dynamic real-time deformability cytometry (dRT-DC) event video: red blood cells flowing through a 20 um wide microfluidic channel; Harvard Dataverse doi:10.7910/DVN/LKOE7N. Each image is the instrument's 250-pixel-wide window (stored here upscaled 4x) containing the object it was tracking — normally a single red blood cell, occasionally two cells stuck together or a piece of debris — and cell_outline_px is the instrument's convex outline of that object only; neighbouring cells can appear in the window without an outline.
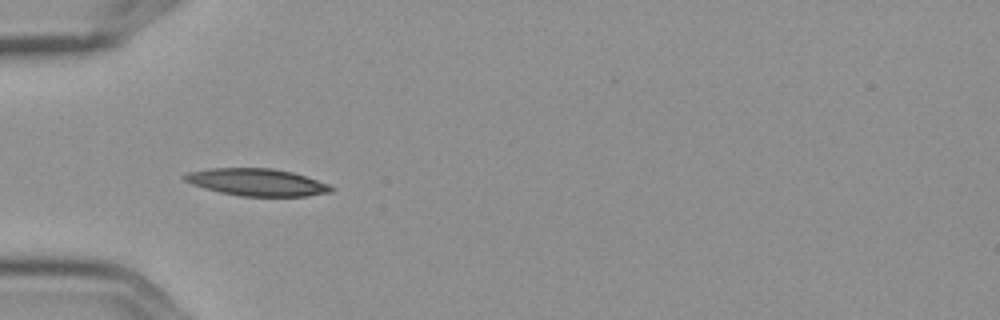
{"species": "Egyptian fruit bat (a non-hibernating species)", "species_latin": "Rousettus aegyptiacus", "temperature_condition": "cold", "stored_images_in_passage": 5, "camera_frame_rate_fps": 3000, "um_per_image_px": 0.085, "frame": {"image": 1, "passage_image": 4, "time_ms": 1.0, "image_size_px": [1000, 320], "cell_outline_px": [[332, 192], [308, 196], [240, 196], [220, 192], [204, 188], [192, 184], [184, 180], [180, 176], [188, 172], [208, 168], [272, 168], [292, 172], [328, 184], [332, 188]], "centroid_in_image_um": [21.78, 15.48], "position_along_channel_um": 63.2, "area_um2": 23.18}}
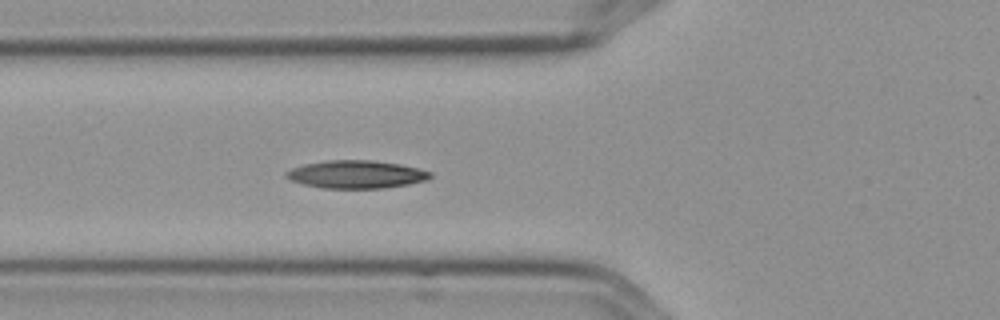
{"frame": {"image": 2, "passage_image": 5, "time_ms": 1.333, "image_size_px": [1000, 320], "cell_outline_px": [[432, 176], [424, 180], [408, 184], [384, 188], [324, 188], [304, 184], [292, 180], [284, 176], [284, 172], [292, 168], [304, 164], [328, 160], [372, 160], [400, 164], [420, 168], [432, 172]], "centroid_in_image_um": [30.28, 14.81], "position_along_channel_um": 95.5, "area_um2": 23.35}}